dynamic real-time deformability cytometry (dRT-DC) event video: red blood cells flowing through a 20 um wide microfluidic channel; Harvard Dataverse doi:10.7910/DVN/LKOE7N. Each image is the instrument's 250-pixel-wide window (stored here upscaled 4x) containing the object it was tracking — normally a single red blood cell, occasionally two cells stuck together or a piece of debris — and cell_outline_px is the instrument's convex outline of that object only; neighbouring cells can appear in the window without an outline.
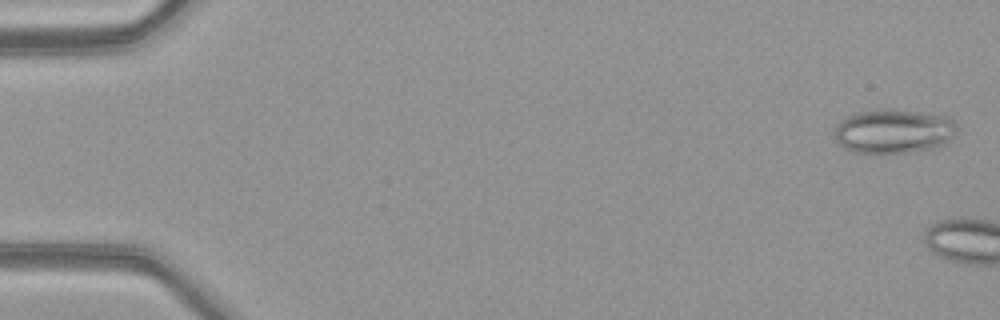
{"species": "common noctule bat (a hibernating species)", "species_latin": "Nyctalus noctula", "temperature_condition": "warm", "stored_images_in_passage": 5, "camera_frame_rate_fps": 3000, "um_per_image_px": 0.085, "animal": {"sex": "female", "body_mass_g": 21.9}, "frame": {"image": 1, "passage_image": 2, "time_ms": 0.333, "image_size_px": [1000, 320], "cell_outline_px": [[956, 128], [952, 136], [944, 144], [936, 148], [908, 152], [852, 152], [844, 148], [836, 140], [836, 124], [840, 120], [856, 112], [884, 108], [892, 108], [948, 116], [956, 124]], "centroid_in_image_um": [75.95, 11.13], "position_along_channel_um": 9.0, "area_um2": 31.5}}